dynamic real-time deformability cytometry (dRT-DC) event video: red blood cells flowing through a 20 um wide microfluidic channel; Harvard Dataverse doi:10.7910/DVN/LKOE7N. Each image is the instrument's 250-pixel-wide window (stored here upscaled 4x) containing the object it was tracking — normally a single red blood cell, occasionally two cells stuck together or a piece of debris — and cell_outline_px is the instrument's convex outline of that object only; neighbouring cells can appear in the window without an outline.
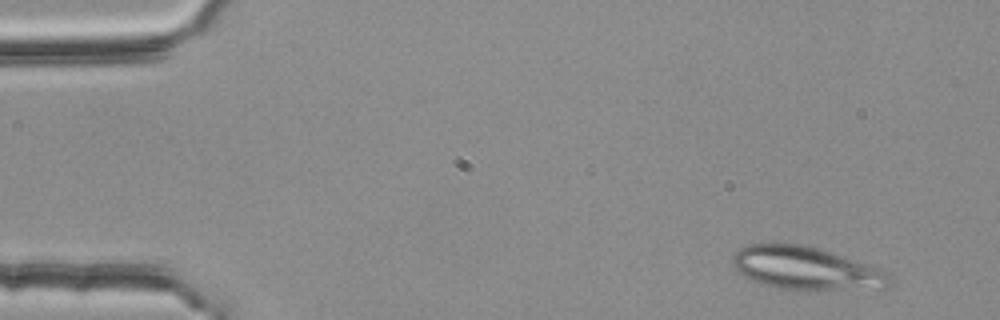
{"species": "common noctule bat (a hibernating species)", "species_latin": "Nyctalus noctula", "temperature_condition": "room temperature", "stored_images_in_passage": 3, "camera_frame_rate_fps": 3000, "um_per_image_px": 0.085, "animal": {"sex": "female", "body_mass_g": 25.1}, "frame": {"image": 1, "passage_image": 1, "time_ms": 0.0, "image_size_px": [1000, 320], "cell_outline_px": [[888, 288], [884, 292], [780, 288], [748, 280], [736, 268], [732, 260], [732, 256], [740, 248], [748, 244], [796, 244], [816, 248], [884, 272], [888, 276]], "centroid_in_image_um": [68.5, 22.86], "position_along_channel_um": 16.5, "area_um2": 38.73}}